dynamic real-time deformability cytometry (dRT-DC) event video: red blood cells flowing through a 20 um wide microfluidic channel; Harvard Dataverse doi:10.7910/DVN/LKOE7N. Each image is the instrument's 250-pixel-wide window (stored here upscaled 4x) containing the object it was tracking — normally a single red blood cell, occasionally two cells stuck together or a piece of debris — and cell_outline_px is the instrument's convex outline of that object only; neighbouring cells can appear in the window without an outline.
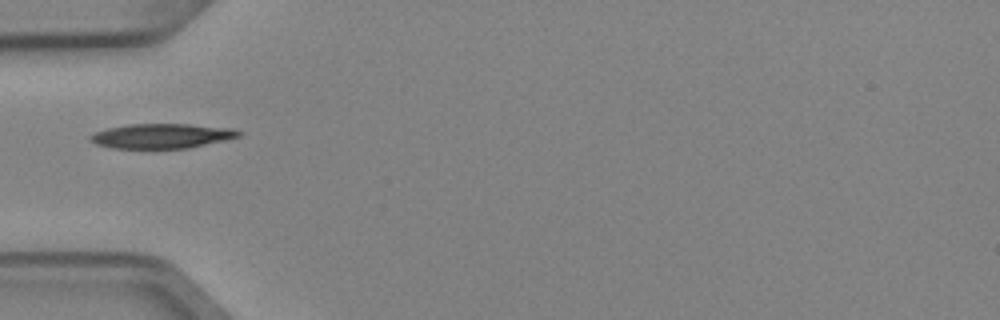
{"species": "Egyptian fruit bat (a non-hibernating species)", "species_latin": "Rousettus aegyptiacus", "temperature_condition": "cold", "stored_images_in_passage": 1, "camera_frame_rate_fps": 3000, "um_per_image_px": 0.085, "animal": {"sex": "female"}, "frame": {"image": 1, "passage_image": 1, "time_ms": 0.0, "image_size_px": [1000, 320], "cell_outline_px": [[244, 132], [240, 136], [224, 140], [188, 148], [112, 148], [96, 144], [88, 140], [88, 136], [96, 132], [108, 128], [128, 124], [188, 124], [232, 128]], "centroid_in_image_um": [13.74, 11.55], "position_along_channel_um": 71.3, "area_um2": 21.33}}